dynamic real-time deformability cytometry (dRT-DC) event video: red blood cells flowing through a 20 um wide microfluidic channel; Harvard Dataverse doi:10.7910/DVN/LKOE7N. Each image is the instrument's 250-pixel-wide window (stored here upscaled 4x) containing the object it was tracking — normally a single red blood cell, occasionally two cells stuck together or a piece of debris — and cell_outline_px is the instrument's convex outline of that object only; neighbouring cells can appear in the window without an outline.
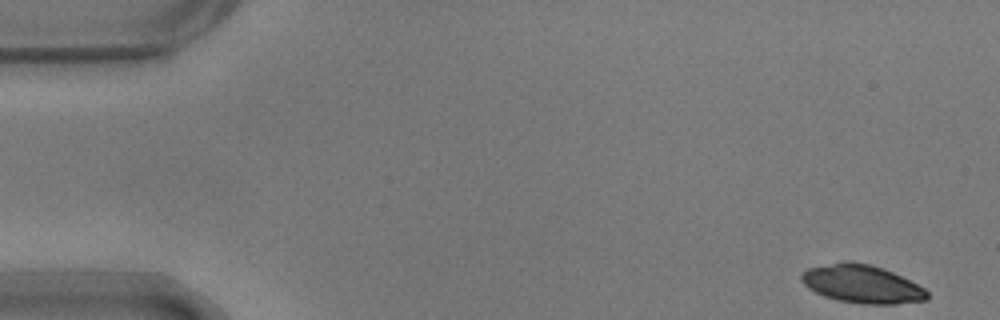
{"species": "common noctule bat (a hibernating species)", "species_latin": "Nyctalus noctula", "temperature_condition": "warm", "stored_images_in_passage": 53, "camera_frame_rate_fps": 3000, "um_per_image_px": 0.085, "animal": {"sex": "male", "body_mass_g": 17.9}, "frame": {"image": 1, "passage_image": 1, "time_ms": 0.0, "image_size_px": [1000, 320], "cell_outline_px": [[928, 300], [896, 304], [864, 304], [836, 300], [824, 296], [808, 288], [804, 284], [800, 276], [808, 268], [844, 260], [852, 260], [884, 268], [924, 288], [928, 292]], "centroid_in_image_um": [73.26, 24.14], "position_along_channel_um": 11.7, "area_um2": 27.98}}
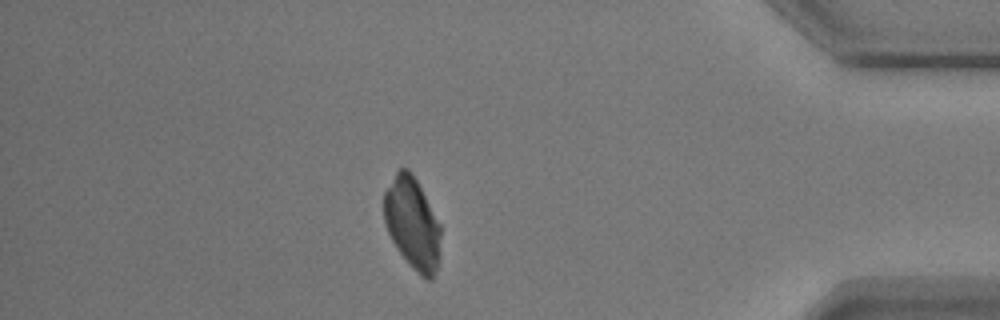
{"frame": {"image": 2, "passage_image": 46, "time_ms": 15.0, "image_size_px": [1000, 320], "cell_outline_px": [[440, 236], [436, 272], [432, 280], [424, 280], [420, 276], [396, 248], [384, 224], [384, 192], [396, 172], [400, 168], [408, 168], [416, 180], [440, 224]], "centroid_in_image_um": [35.03, 19.0], "position_along_channel_um": 400.2, "area_um2": 29.94}}